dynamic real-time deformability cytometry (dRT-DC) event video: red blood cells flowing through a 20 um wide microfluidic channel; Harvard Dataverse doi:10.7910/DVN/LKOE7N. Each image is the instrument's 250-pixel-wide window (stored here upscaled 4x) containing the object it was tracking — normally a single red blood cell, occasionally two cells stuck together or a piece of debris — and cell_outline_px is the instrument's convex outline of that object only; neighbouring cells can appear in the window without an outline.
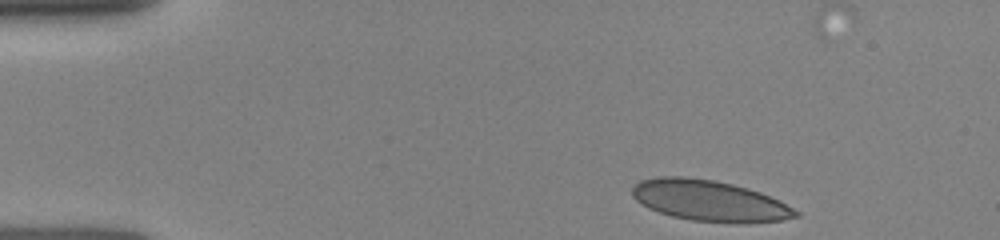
{"species": "human", "species_latin": "Homo sapiens", "temperature_condition": "room temperature", "stored_images_in_passage": 10, "camera_frame_rate_fps": 3000, "um_per_image_px": 0.085, "donor": {"sex": "female"}, "frame": {"image": 1, "passage_image": 1, "time_ms": 0.0, "image_size_px": [1000, 240], "cell_outline_px": [[800, 216], [784, 220], [748, 224], [744, 224], [692, 220], [672, 216], [648, 208], [636, 200], [632, 196], [632, 188], [640, 180], [660, 176], [684, 176], [712, 180], [732, 184], [748, 188], [760, 192], [800, 212]], "centroid_in_image_um": [60.3, 17.07], "position_along_channel_um": 24.7, "area_um2": 38.96}}
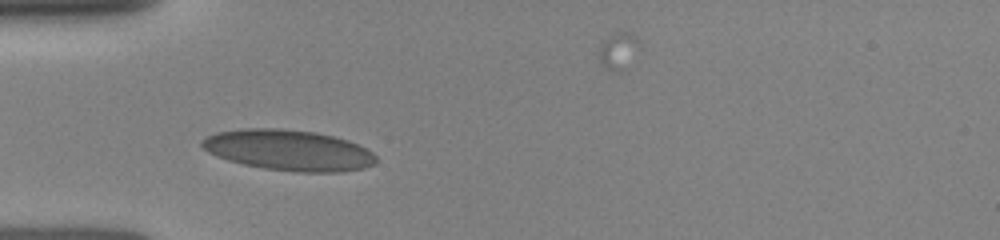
{"frame": {"image": 2, "passage_image": 7, "time_ms": 2.667, "image_size_px": [1000, 240], "cell_outline_px": [[376, 160], [372, 164], [364, 168], [340, 172], [296, 172], [264, 168], [244, 164], [228, 160], [216, 156], [208, 152], [200, 144], [200, 140], [216, 132], [244, 128], [280, 128], [316, 132], [348, 140], [372, 152], [376, 156]], "centroid_in_image_um": [24.5, 12.76], "position_along_channel_um": 60.5, "area_um2": 41.27}}
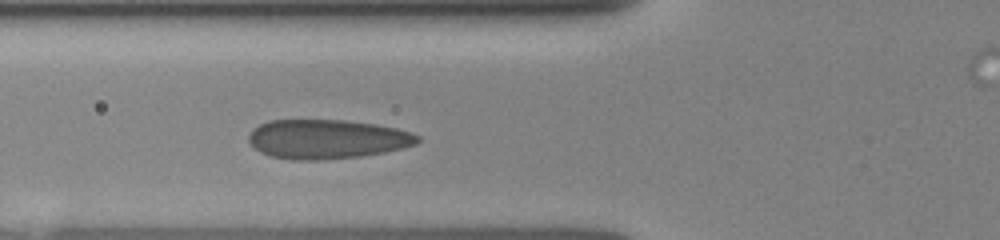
{"frame": {"image": 3, "passage_image": 9, "time_ms": 3.667, "image_size_px": [1000, 240], "cell_outline_px": [[420, 140], [416, 144], [404, 148], [384, 152], [360, 156], [316, 160], [292, 160], [268, 156], [260, 152], [248, 140], [248, 136], [252, 128], [268, 120], [344, 120], [376, 124], [396, 128], [412, 132], [420, 136]], "centroid_in_image_um": [27.79, 11.82], "position_along_channel_um": 98.0, "area_um2": 38.84}}